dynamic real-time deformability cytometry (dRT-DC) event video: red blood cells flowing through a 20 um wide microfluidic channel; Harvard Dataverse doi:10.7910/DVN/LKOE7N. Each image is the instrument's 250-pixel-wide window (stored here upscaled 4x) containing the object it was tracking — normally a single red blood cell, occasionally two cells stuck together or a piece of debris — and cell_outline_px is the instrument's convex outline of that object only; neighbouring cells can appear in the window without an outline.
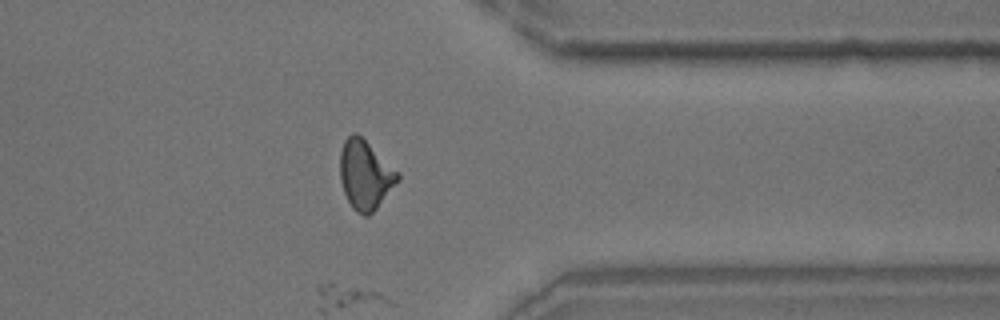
{"species": "common noctule bat (a hibernating species)", "species_latin": "Nyctalus noctula", "temperature_condition": "room temperature", "stored_images_in_passage": 44, "camera_frame_rate_fps": 3000, "um_per_image_px": 0.085, "animal": {"sex": "male", "body_mass_g": 18.8}, "frame": {"image": 1, "passage_image": 33, "time_ms": 10.667, "image_size_px": [1000, 320], "cell_outline_px": [[400, 180], [376, 208], [368, 216], [364, 216], [356, 212], [352, 208], [344, 192], [340, 180], [340, 152], [344, 140], [352, 132], [356, 132], [400, 172]], "centroid_in_image_um": [31.05, 14.86], "position_along_channel_um": 380.4, "area_um2": 23.29}}
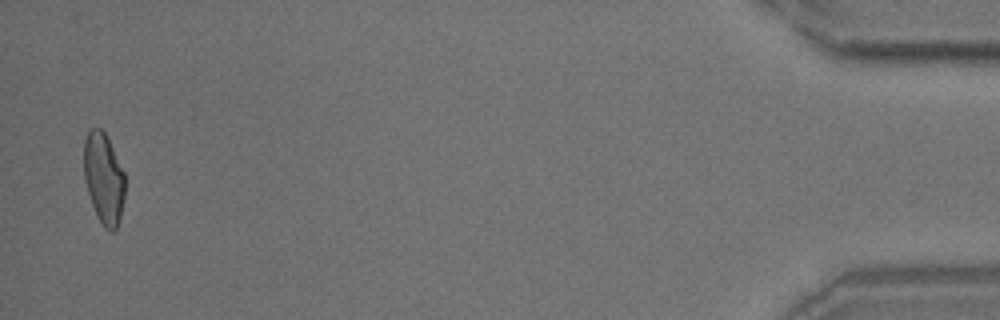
{"frame": {"image": 2, "passage_image": 43, "time_ms": 14.0, "image_size_px": [1000, 320], "cell_outline_px": [[124, 196], [120, 216], [116, 228], [112, 232], [104, 228], [92, 204], [84, 180], [84, 140], [88, 132], [92, 128], [100, 128], [104, 132], [124, 172]], "centroid_in_image_um": [8.8, 15.15], "position_along_channel_um": 426.4, "area_um2": 21.33}}